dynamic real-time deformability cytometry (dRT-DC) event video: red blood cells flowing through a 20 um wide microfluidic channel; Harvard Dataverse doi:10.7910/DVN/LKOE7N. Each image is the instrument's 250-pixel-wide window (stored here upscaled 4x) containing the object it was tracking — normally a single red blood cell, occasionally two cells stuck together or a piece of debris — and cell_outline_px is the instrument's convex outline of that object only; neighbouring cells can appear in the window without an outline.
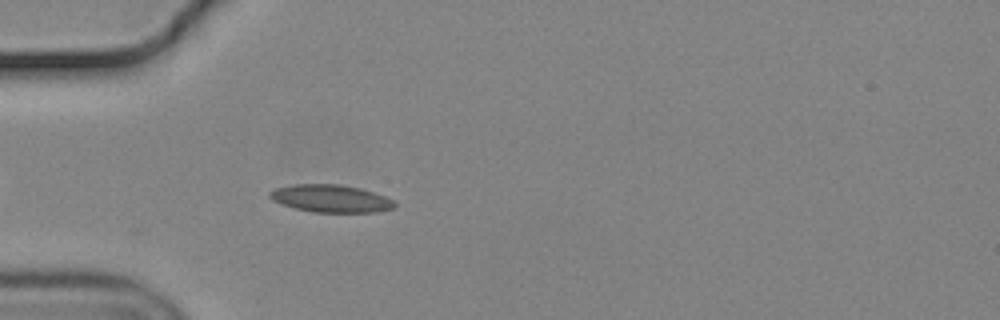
{"species": "common noctule bat (a hibernating species)", "species_latin": "Nyctalus noctula", "temperature_condition": "cold", "stored_images_in_passage": 31, "camera_frame_rate_fps": 3000, "um_per_image_px": 0.085, "animal": {"sex": "male", "body_mass_g": 19.2, "forearm_length_mm": 51.8}, "frame": {"image": 1, "passage_image": 6, "time_ms": 1.667, "image_size_px": [1000, 320], "cell_outline_px": [[396, 204], [392, 208], [376, 212], [312, 212], [296, 208], [272, 200], [268, 196], [268, 192], [276, 188], [296, 184], [340, 184], [360, 188], [384, 196], [392, 200]], "centroid_in_image_um": [28.1, 16.87], "position_along_channel_um": 56.9, "area_um2": 19.83}}
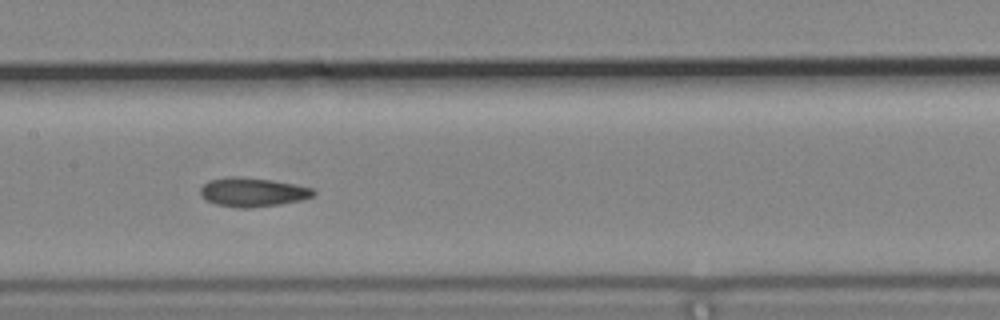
{"frame": {"image": 2, "passage_image": 17, "time_ms": 5.333, "image_size_px": [1000, 320], "cell_outline_px": [[316, 192], [312, 196], [300, 200], [276, 204], [248, 208], [236, 208], [216, 204], [200, 196], [200, 188], [208, 180], [228, 176], [240, 176], [272, 180], [312, 188]], "centroid_in_image_um": [21.41, 16.32], "position_along_channel_um": 186.0, "area_um2": 18.96}}
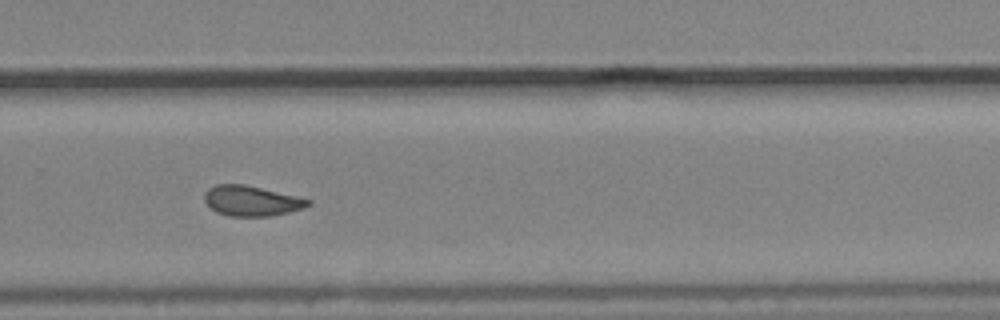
{"frame": {"image": 3, "passage_image": 27, "time_ms": 8.667, "image_size_px": [1000, 320], "cell_outline_px": [[312, 204], [304, 208], [272, 216], [228, 216], [216, 212], [204, 200], [204, 192], [208, 188], [216, 184], [244, 184], [296, 196], [312, 200]], "centroid_in_image_um": [21.37, 17.07], "position_along_channel_um": 308.4, "area_um2": 18.26}}